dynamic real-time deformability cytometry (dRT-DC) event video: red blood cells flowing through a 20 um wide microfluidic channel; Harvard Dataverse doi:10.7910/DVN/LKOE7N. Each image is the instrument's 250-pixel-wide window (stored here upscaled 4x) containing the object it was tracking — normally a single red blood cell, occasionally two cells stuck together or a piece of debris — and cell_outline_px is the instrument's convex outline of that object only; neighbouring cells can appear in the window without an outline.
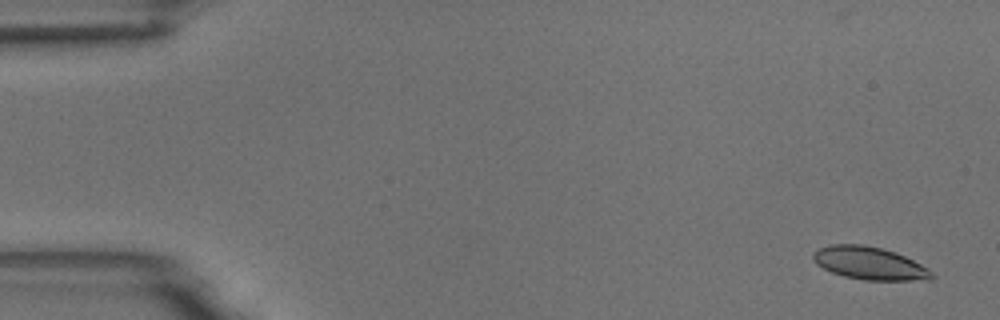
{"species": "common noctule bat (a hibernating species)", "species_latin": "Nyctalus noctula", "temperature_condition": "room temperature", "stored_images_in_passage": 6, "camera_frame_rate_fps": 3000, "um_per_image_px": 0.085, "animal": {"sex": "male", "body_mass_g": 18.8}, "frame": {"image": 1, "passage_image": 1, "time_ms": 0.0, "image_size_px": [1000, 320], "cell_outline_px": [[932, 280], [864, 280], [844, 276], [832, 272], [816, 264], [812, 256], [820, 248], [828, 244], [864, 244], [896, 252], [928, 268], [932, 272]], "centroid_in_image_um": [73.91, 22.37], "position_along_channel_um": 11.1, "area_um2": 22.48}}